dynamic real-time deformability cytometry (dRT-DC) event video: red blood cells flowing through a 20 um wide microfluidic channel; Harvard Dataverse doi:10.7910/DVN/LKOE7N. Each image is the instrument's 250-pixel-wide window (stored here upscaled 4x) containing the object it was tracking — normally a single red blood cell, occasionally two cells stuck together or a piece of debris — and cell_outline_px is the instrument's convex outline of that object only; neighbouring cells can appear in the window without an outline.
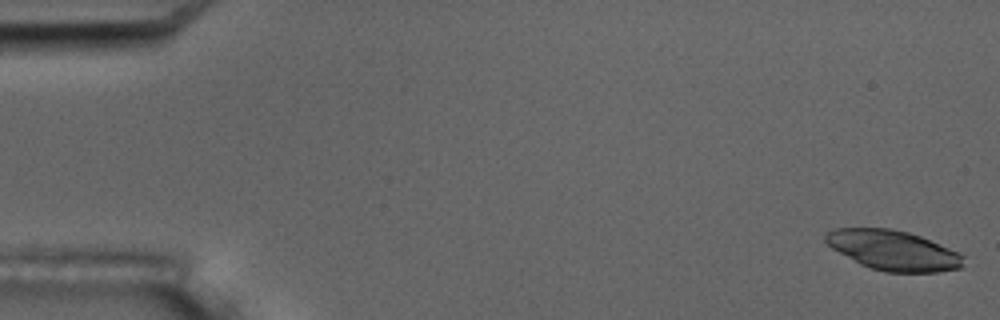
{"species": "common noctule bat (a hibernating species)", "species_latin": "Nyctalus noctula", "temperature_condition": "room temperature", "stored_images_in_passage": 5, "camera_frame_rate_fps": 3000, "um_per_image_px": 0.085, "animal": {"sex": "male", "body_mass_g": 17.5, "forearm_length_mm": 52.3}, "frame": {"image": 1, "passage_image": 1, "time_ms": 0.0, "image_size_px": [1000, 320], "cell_outline_px": [[964, 268], [936, 272], [884, 272], [860, 264], [832, 248], [824, 240], [824, 236], [832, 228], [892, 228], [908, 232], [920, 236], [948, 248], [964, 256]], "centroid_in_image_um": [75.92, 21.28], "position_along_channel_um": 9.1, "area_um2": 31.96}}